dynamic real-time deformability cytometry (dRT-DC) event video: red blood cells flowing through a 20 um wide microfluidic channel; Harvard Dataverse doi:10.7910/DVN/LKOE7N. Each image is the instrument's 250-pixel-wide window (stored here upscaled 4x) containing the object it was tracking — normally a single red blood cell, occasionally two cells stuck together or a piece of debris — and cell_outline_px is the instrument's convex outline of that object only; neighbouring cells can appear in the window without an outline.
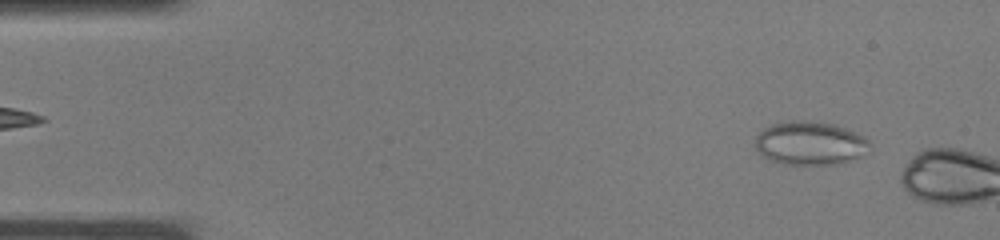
{"species": "common noctule bat (a hibernating species)", "species_latin": "Nyctalus noctula", "temperature_condition": "warm", "stored_images_in_passage": 5, "camera_frame_rate_fps": 3000, "um_per_image_px": 0.085, "animal": {"sex": "male", "body_mass_g": 19.0, "forearm_length_mm": 50.8}, "frame": {"image": 1, "passage_image": 3, "time_ms": 0.667, "image_size_px": [1000, 240], "cell_outline_px": [[872, 144], [860, 156], [836, 164], [784, 164], [772, 160], [764, 156], [756, 148], [756, 136], [764, 128], [772, 124], [792, 120], [808, 120], [832, 124], [856, 132], [864, 136]], "centroid_in_image_um": [68.85, 12.16], "position_along_channel_um": 16.1, "area_um2": 28.73}}